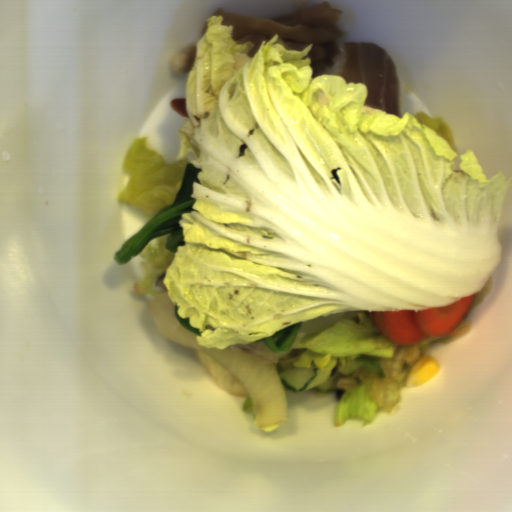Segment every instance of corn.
I'll return each instance as SVG.
<instances>
[{
	"instance_id": "51d56268",
	"label": "corn",
	"mask_w": 512,
	"mask_h": 512,
	"mask_svg": "<svg viewBox=\"0 0 512 512\" xmlns=\"http://www.w3.org/2000/svg\"><path fill=\"white\" fill-rule=\"evenodd\" d=\"M441 371L440 365L431 355H424L414 362L406 374L404 388L420 386L432 380Z\"/></svg>"
}]
</instances>
